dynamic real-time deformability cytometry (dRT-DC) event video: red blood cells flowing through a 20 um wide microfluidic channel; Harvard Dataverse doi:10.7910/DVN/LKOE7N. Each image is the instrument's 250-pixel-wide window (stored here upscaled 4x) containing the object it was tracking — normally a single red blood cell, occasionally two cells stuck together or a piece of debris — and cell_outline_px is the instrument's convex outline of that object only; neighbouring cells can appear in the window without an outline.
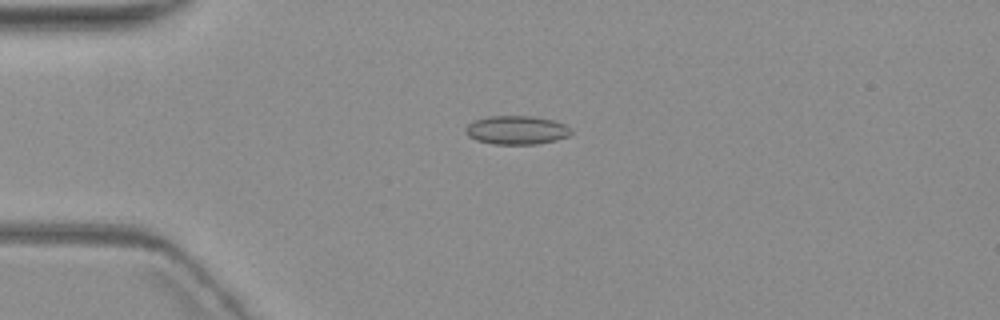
{"species": "common noctule bat (a hibernating species)", "species_latin": "Nyctalus noctula", "temperature_condition": "warm", "stored_images_in_passage": 4, "camera_frame_rate_fps": 3000, "um_per_image_px": 0.085, "animal": {"sex": "female", "body_mass_g": 19.3, "forearm_length_mm": 54.1}, "frame": {"image": 1, "passage_image": 3, "time_ms": 2.333, "image_size_px": [1000, 320], "cell_outline_px": [[572, 132], [568, 136], [556, 140], [536, 144], [492, 144], [476, 140], [468, 136], [464, 132], [464, 128], [472, 120], [488, 116], [532, 116], [552, 120], [564, 124], [572, 128]], "centroid_in_image_um": [43.87, 11.05], "position_along_channel_um": 41.1, "area_um2": 17.8}}